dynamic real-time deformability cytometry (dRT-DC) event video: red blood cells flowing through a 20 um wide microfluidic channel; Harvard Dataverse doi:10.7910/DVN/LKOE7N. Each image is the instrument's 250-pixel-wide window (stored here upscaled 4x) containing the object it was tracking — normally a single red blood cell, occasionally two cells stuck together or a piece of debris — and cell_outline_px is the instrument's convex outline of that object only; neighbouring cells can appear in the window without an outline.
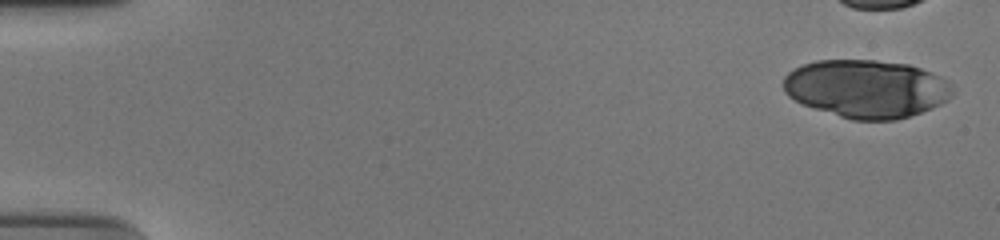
{"species": "human", "species_latin": "Homo sapiens", "temperature_condition": "cold", "stored_images_in_passage": 34, "camera_frame_rate_fps": 3000, "um_per_image_px": 0.085, "donor": {"sex": "male"}, "frame": {"image": 1, "passage_image": 1, "time_ms": 0.0, "image_size_px": [1000, 240], "cell_outline_px": [[956, 92], [948, 100], [932, 108], [896, 120], [852, 120], [804, 104], [788, 96], [784, 92], [784, 76], [792, 68], [816, 60], [876, 60], [908, 64], [932, 72], [948, 80], [952, 84]], "centroid_in_image_um": [73.69, 7.53], "position_along_channel_um": 11.3, "area_um2": 57.4}}